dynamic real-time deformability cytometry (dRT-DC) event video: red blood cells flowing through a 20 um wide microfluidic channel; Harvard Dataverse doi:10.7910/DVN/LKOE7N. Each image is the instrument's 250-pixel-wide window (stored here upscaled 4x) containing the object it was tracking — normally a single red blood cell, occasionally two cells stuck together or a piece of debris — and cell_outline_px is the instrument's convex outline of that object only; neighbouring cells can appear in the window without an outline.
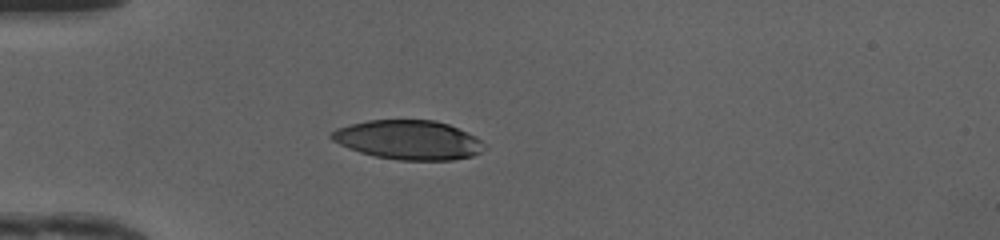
{"species": "human", "species_latin": "Homo sapiens", "temperature_condition": "cold", "stored_images_in_passage": 32, "camera_frame_rate_fps": 3000, "um_per_image_px": 0.085, "donor": {"sex": "female"}, "frame": {"image": 1, "passage_image": 1, "time_ms": 0.0, "image_size_px": [1000, 240], "cell_outline_px": [[488, 148], [472, 156], [452, 160], [396, 160], [376, 156], [360, 152], [348, 148], [332, 140], [328, 136], [336, 128], [368, 120], [436, 120], [448, 124], [468, 132], [476, 136]], "centroid_in_image_um": [34.74, 11.89], "position_along_channel_um": 50.3, "area_um2": 35.03}}
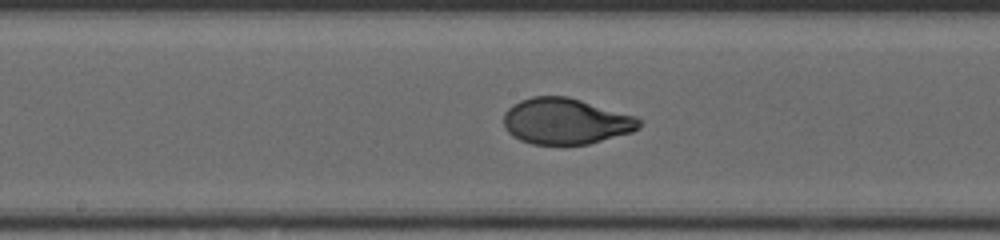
{"frame": {"image": 2, "passage_image": 13, "time_ms": 4.0, "image_size_px": [1000, 240], "cell_outline_px": [[640, 128], [632, 132], [588, 144], [532, 144], [520, 140], [512, 136], [508, 132], [504, 124], [504, 112], [512, 104], [520, 100], [532, 96], [568, 96], [636, 116], [640, 120]], "centroid_in_image_um": [48.07, 10.3], "position_along_channel_um": 200.1, "area_um2": 36.41}}
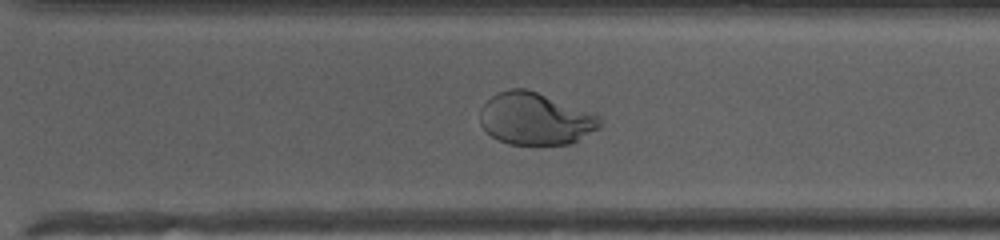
{"frame": {"image": 3, "passage_image": 22, "time_ms": 7.0, "image_size_px": [1000, 240], "cell_outline_px": [[600, 128], [572, 144], [508, 144], [492, 136], [480, 124], [480, 108], [492, 96], [500, 92], [512, 88], [528, 88], [600, 116]], "centroid_in_image_um": [45.5, 10.1], "position_along_channel_um": 325.1, "area_um2": 36.24}, "authors_computed_cell_mechanics": {"area_um2": 36.7319, "velocity_mm_per_s": 4.1777, "shape_relaxation_time_tau1_ms": 6.1675, "shape_relaxation_time_tau2_ms": null, "deformation_change_tau1": 0.2563, "deformation_change_tau2": null}}